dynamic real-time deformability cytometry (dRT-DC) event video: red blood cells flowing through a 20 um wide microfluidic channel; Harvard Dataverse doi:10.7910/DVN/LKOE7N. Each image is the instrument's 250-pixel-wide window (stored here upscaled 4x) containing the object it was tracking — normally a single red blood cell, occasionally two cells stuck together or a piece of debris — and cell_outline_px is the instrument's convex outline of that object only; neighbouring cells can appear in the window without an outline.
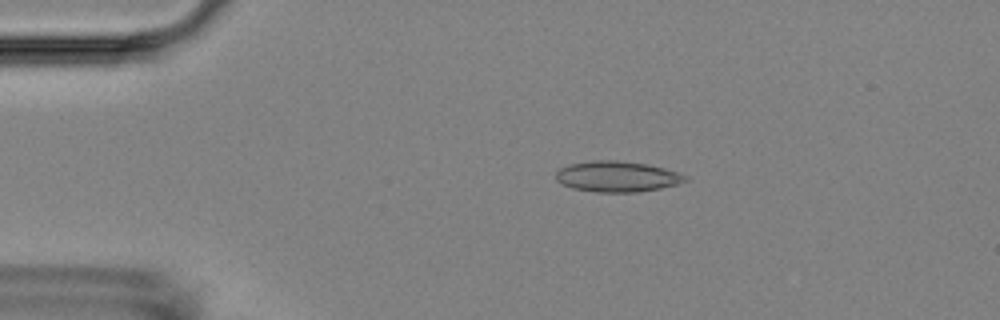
{"species": "Egyptian fruit bat (a non-hibernating species)", "species_latin": "Rousettus aegyptiacus", "temperature_condition": "room temperature", "stored_images_in_passage": 5, "camera_frame_rate_fps": 3000, "um_per_image_px": 0.085, "animal": {"sex": "female"}, "frame": {"image": 1, "passage_image": 3, "time_ms": 3.333, "image_size_px": [1000, 320], "cell_outline_px": [[688, 180], [676, 184], [660, 188], [640, 192], [596, 192], [572, 188], [556, 180], [556, 172], [560, 168], [568, 164], [592, 160], [616, 160], [648, 164], [664, 168], [688, 176]], "centroid_in_image_um": [52.44, 15.0], "position_along_channel_um": 32.6, "area_um2": 23.18}}